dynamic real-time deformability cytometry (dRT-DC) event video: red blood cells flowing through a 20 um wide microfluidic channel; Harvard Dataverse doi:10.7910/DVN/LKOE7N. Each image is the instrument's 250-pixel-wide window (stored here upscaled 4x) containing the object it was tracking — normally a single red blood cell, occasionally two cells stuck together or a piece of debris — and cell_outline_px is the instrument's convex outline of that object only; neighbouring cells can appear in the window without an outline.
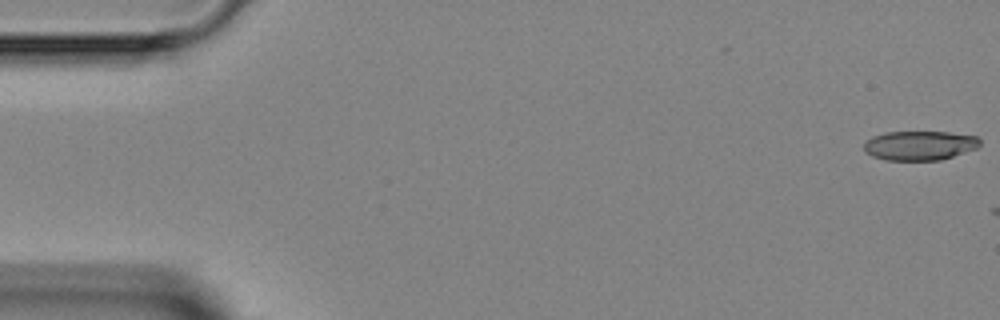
{"species": "Egyptian fruit bat (a non-hibernating species)", "species_latin": "Rousettus aegyptiacus", "temperature_condition": "room temperature", "stored_images_in_passage": 7, "camera_frame_rate_fps": 3000, "um_per_image_px": 0.085, "animal": {"sex": "female"}, "frame": {"image": 1, "passage_image": 1, "time_ms": 0.0, "image_size_px": [1000, 320], "cell_outline_px": [[980, 144], [976, 148], [940, 160], [884, 160], [872, 156], [864, 152], [864, 144], [872, 136], [884, 132], [948, 132], [976, 136], [980, 140]], "centroid_in_image_um": [78.13, 12.36], "position_along_channel_um": 6.9, "area_um2": 19.77}}
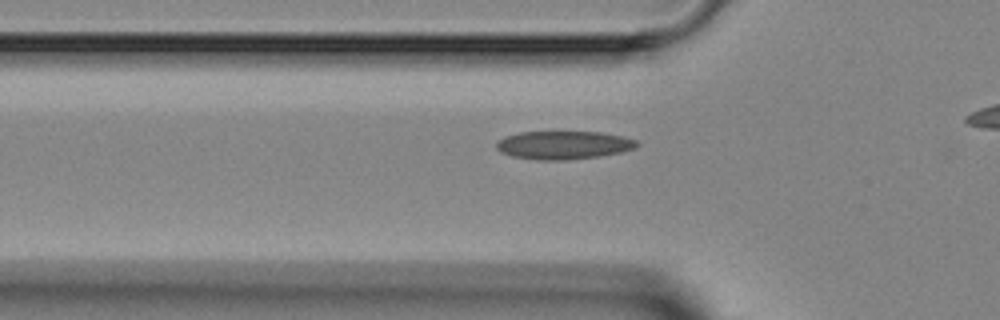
{"frame": {"image": 2, "passage_image": 7, "time_ms": 7.333, "image_size_px": [1000, 320], "cell_outline_px": [[640, 144], [636, 148], [620, 152], [600, 156], [564, 160], [536, 160], [512, 156], [500, 152], [496, 148], [496, 144], [504, 136], [520, 132], [600, 132], [624, 136], [636, 140]], "centroid_in_image_um": [47.91, 12.33], "position_along_channel_um": 77.9, "area_um2": 23.18}}